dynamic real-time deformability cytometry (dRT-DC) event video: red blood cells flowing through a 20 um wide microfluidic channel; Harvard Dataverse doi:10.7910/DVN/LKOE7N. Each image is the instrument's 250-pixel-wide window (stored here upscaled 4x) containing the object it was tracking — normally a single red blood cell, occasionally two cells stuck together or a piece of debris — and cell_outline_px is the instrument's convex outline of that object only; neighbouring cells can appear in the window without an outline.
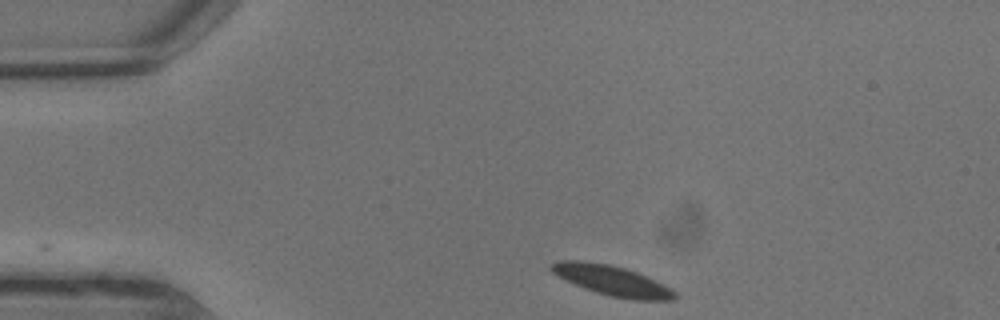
{"species": "common noctule bat (a hibernating species)", "species_latin": "Nyctalus noctula", "temperature_condition": "warm", "stored_images_in_passage": 3, "camera_frame_rate_fps": 3000, "um_per_image_px": 0.085, "animal": {"sex": "male", "body_mass_g": 13.3}, "frame": {"image": 1, "passage_image": 1, "time_ms": 0.0, "image_size_px": [1000, 320], "cell_outline_px": [[676, 296], [672, 300], [636, 300], [612, 296], [596, 292], [584, 288], [564, 280], [552, 272], [548, 268], [552, 264], [560, 260], [580, 260], [608, 264], [624, 268], [636, 272], [676, 292]], "centroid_in_image_um": [51.94, 23.84], "position_along_channel_um": 33.1, "area_um2": 21.15}}